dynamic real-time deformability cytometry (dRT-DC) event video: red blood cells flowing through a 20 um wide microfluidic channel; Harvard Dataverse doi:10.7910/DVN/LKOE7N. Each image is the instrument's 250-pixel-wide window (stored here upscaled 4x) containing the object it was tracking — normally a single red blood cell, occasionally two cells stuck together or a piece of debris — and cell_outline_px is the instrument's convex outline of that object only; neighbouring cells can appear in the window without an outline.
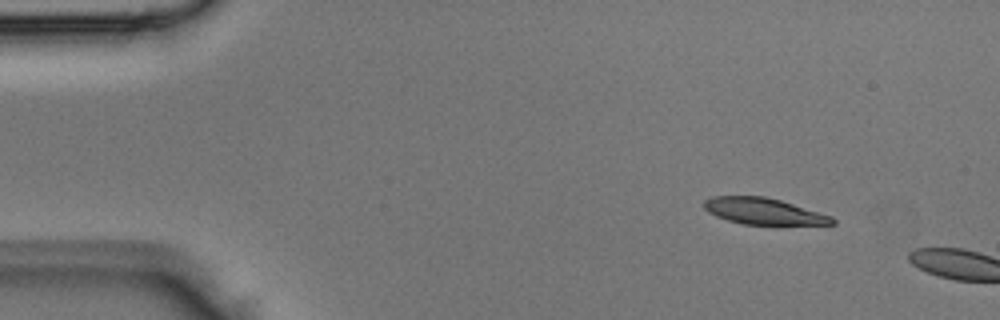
{"species": "Egyptian fruit bat (a non-hibernating species)", "species_latin": "Rousettus aegyptiacus", "temperature_condition": "room temperature", "stored_images_in_passage": 2, "camera_frame_rate_fps": 3000, "um_per_image_px": 0.085, "animal": {"sex": "male"}, "frame": {"image": 1, "passage_image": 1, "time_ms": 0.0, "image_size_px": [1000, 320], "cell_outline_px": [[836, 224], [776, 228], [744, 224], [728, 220], [716, 216], [708, 212], [704, 208], [704, 200], [712, 196], [764, 196], [780, 200], [832, 216], [836, 220]], "centroid_in_image_um": [65.0, 18.02], "position_along_channel_um": 20.0, "area_um2": 20.81}}